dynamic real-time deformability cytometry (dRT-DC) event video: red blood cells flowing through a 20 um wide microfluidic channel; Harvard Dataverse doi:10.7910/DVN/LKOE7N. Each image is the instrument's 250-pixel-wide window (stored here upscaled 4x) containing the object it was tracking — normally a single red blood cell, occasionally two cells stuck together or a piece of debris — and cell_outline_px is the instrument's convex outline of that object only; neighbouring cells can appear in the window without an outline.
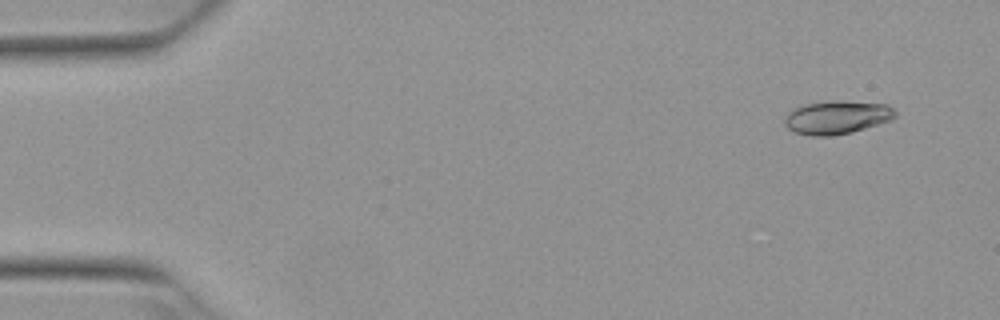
{"species": "Egyptian fruit bat (a non-hibernating species)", "species_latin": "Rousettus aegyptiacus", "temperature_condition": "warm", "stored_images_in_passage": 6, "camera_frame_rate_fps": 3000, "um_per_image_px": 0.085, "animal": {"sex": "female"}, "frame": {"image": 1, "passage_image": 1, "time_ms": 0.0, "image_size_px": [1000, 320], "cell_outline_px": [[896, 116], [892, 120], [852, 132], [832, 136], [808, 136], [796, 132], [788, 128], [784, 124], [784, 116], [792, 108], [804, 104], [840, 100], [888, 104], [896, 112]], "centroid_in_image_um": [71.13, 9.97], "position_along_channel_um": 13.9, "area_um2": 21.73}}
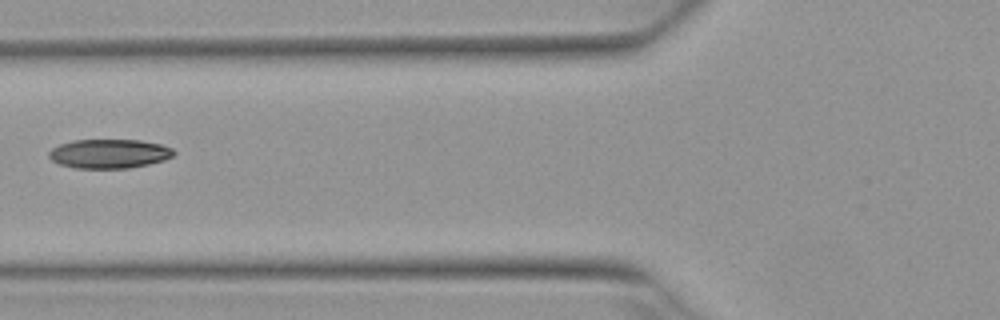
{"frame": {"image": 2, "passage_image": 5, "time_ms": 1.333, "image_size_px": [1000, 320], "cell_outline_px": [[176, 152], [172, 156], [164, 160], [148, 164], [128, 168], [72, 168], [60, 164], [52, 160], [48, 156], [48, 152], [52, 148], [60, 144], [72, 140], [140, 140], [160, 144], [172, 148]], "centroid_in_image_um": [9.26, 13.06], "position_along_channel_um": 116.5, "area_um2": 21.21}}
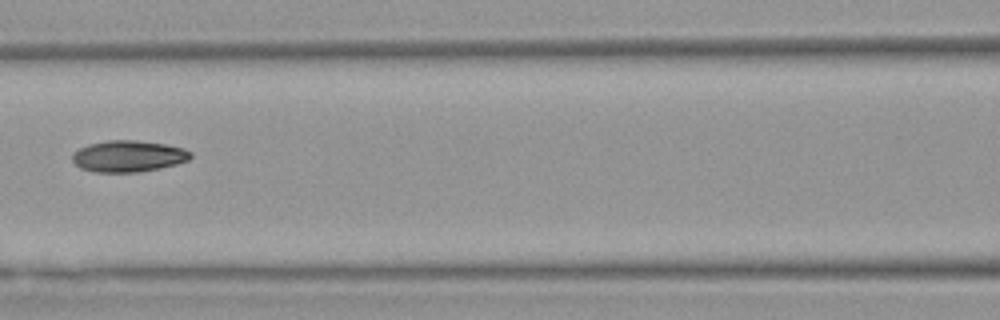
{"frame": {"image": 3, "passage_image": 6, "time_ms": 1.667, "image_size_px": [1000, 320], "cell_outline_px": [[192, 156], [188, 160], [176, 164], [160, 168], [140, 172], [92, 172], [80, 168], [72, 160], [72, 156], [80, 148], [88, 144], [108, 140], [136, 140], [164, 144], [184, 148], [192, 152]], "centroid_in_image_um": [10.92, 13.28], "position_along_channel_um": 155.7, "area_um2": 21.68}}